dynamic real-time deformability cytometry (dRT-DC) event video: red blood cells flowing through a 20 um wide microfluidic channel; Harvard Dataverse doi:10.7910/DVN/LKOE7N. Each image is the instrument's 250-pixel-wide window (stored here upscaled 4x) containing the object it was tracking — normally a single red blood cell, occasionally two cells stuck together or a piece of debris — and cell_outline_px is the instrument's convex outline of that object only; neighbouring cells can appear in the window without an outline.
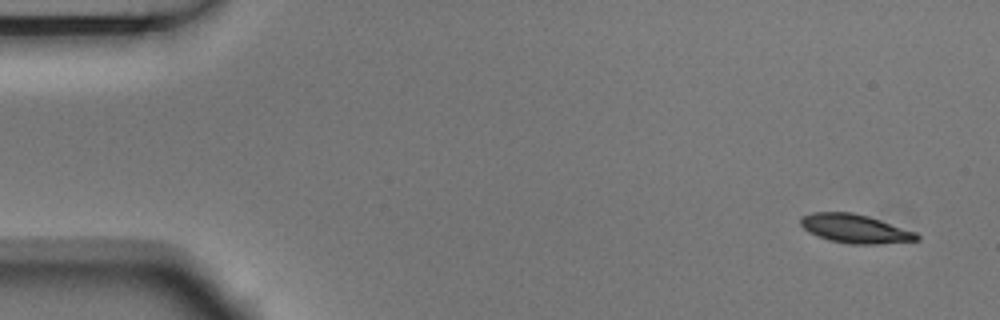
{"species": "Egyptian fruit bat (a non-hibernating species)", "species_latin": "Rousettus aegyptiacus", "temperature_condition": "room temperature", "stored_images_in_passage": 8, "camera_frame_rate_fps": 3000, "um_per_image_px": 0.085, "animal": {"sex": "male"}, "frame": {"image": 1, "passage_image": 1, "time_ms": 0.0, "image_size_px": [1000, 320], "cell_outline_px": [[920, 240], [876, 244], [848, 244], [828, 240], [808, 232], [800, 224], [800, 216], [812, 212], [852, 212], [868, 216], [916, 232], [920, 236]], "centroid_in_image_um": [72.66, 19.44], "position_along_channel_um": 12.3, "area_um2": 19.54}}
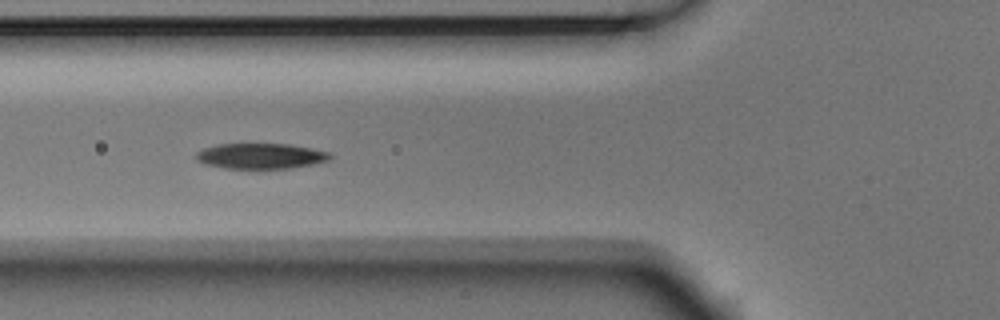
{"frame": {"image": 2, "passage_image": 6, "time_ms": 1.667, "image_size_px": [1000, 320], "cell_outline_px": [[332, 156], [328, 160], [312, 164], [292, 168], [224, 168], [204, 164], [196, 160], [196, 152], [204, 148], [220, 144], [288, 144], [312, 148], [332, 152]], "centroid_in_image_um": [22.17, 13.26], "position_along_channel_um": 103.6, "area_um2": 19.88}}
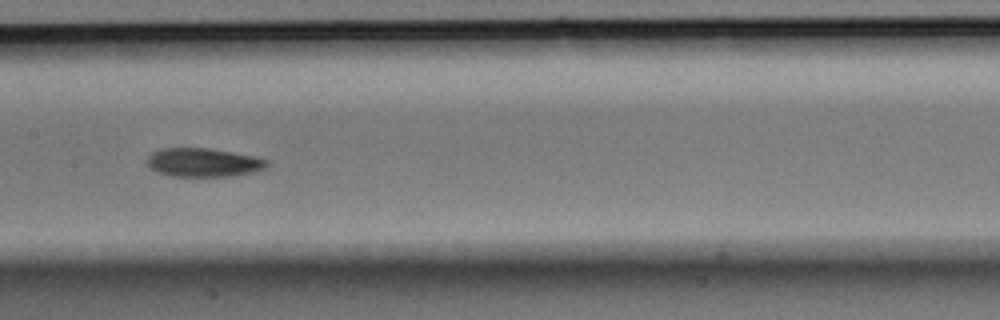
{"frame": {"image": 3, "passage_image": 8, "time_ms": 2.333, "image_size_px": [1000, 320], "cell_outline_px": [[268, 164], [264, 168], [256, 172], [228, 176], [172, 176], [156, 172], [148, 164], [148, 156], [152, 152], [160, 148], [212, 148], [256, 156], [268, 160]], "centroid_in_image_um": [17.31, 13.8], "position_along_channel_um": 190.1, "area_um2": 20.11}}